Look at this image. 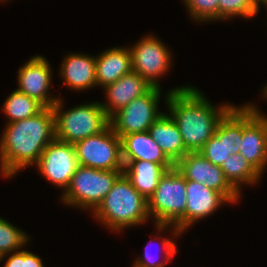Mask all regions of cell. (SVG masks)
I'll use <instances>...</instances> for the list:
<instances>
[{
    "label": "cell",
    "instance_id": "3957f363",
    "mask_svg": "<svg viewBox=\"0 0 267 267\" xmlns=\"http://www.w3.org/2000/svg\"><path fill=\"white\" fill-rule=\"evenodd\" d=\"M90 214L99 224L116 233L136 225L143 226L150 219L147 199L132 186L124 173Z\"/></svg>",
    "mask_w": 267,
    "mask_h": 267
},
{
    "label": "cell",
    "instance_id": "30bf717a",
    "mask_svg": "<svg viewBox=\"0 0 267 267\" xmlns=\"http://www.w3.org/2000/svg\"><path fill=\"white\" fill-rule=\"evenodd\" d=\"M239 154L263 175L267 169V115L253 102L242 105Z\"/></svg>",
    "mask_w": 267,
    "mask_h": 267
},
{
    "label": "cell",
    "instance_id": "d6986e66",
    "mask_svg": "<svg viewBox=\"0 0 267 267\" xmlns=\"http://www.w3.org/2000/svg\"><path fill=\"white\" fill-rule=\"evenodd\" d=\"M148 132L174 164L189 152L185 148L178 126L168 112L163 111L149 127Z\"/></svg>",
    "mask_w": 267,
    "mask_h": 267
},
{
    "label": "cell",
    "instance_id": "5b68a950",
    "mask_svg": "<svg viewBox=\"0 0 267 267\" xmlns=\"http://www.w3.org/2000/svg\"><path fill=\"white\" fill-rule=\"evenodd\" d=\"M63 98L53 105L55 116V138L76 143L89 136L96 135L109 125V118L101 107L100 101L74 105L64 110Z\"/></svg>",
    "mask_w": 267,
    "mask_h": 267
},
{
    "label": "cell",
    "instance_id": "f1b7e54d",
    "mask_svg": "<svg viewBox=\"0 0 267 267\" xmlns=\"http://www.w3.org/2000/svg\"><path fill=\"white\" fill-rule=\"evenodd\" d=\"M1 262H4L3 267H24V248L16 252L3 255L1 257Z\"/></svg>",
    "mask_w": 267,
    "mask_h": 267
},
{
    "label": "cell",
    "instance_id": "603a6c76",
    "mask_svg": "<svg viewBox=\"0 0 267 267\" xmlns=\"http://www.w3.org/2000/svg\"><path fill=\"white\" fill-rule=\"evenodd\" d=\"M45 107L37 100L15 89L5 99L2 112L7 116V123L27 119L41 112Z\"/></svg>",
    "mask_w": 267,
    "mask_h": 267
},
{
    "label": "cell",
    "instance_id": "9c48e42d",
    "mask_svg": "<svg viewBox=\"0 0 267 267\" xmlns=\"http://www.w3.org/2000/svg\"><path fill=\"white\" fill-rule=\"evenodd\" d=\"M162 88L152 87L146 94L135 98L126 107L109 118L112 130L122 138L124 135L146 132L163 114L159 109Z\"/></svg>",
    "mask_w": 267,
    "mask_h": 267
},
{
    "label": "cell",
    "instance_id": "277c9868",
    "mask_svg": "<svg viewBox=\"0 0 267 267\" xmlns=\"http://www.w3.org/2000/svg\"><path fill=\"white\" fill-rule=\"evenodd\" d=\"M147 202L154 224L174 225L181 233H185L186 179L176 167L167 170L160 178Z\"/></svg>",
    "mask_w": 267,
    "mask_h": 267
},
{
    "label": "cell",
    "instance_id": "52a82bcc",
    "mask_svg": "<svg viewBox=\"0 0 267 267\" xmlns=\"http://www.w3.org/2000/svg\"><path fill=\"white\" fill-rule=\"evenodd\" d=\"M128 47L131 53L132 71L137 72L152 87L161 88L158 80L168 74L173 66L171 49L152 33L142 36Z\"/></svg>",
    "mask_w": 267,
    "mask_h": 267
},
{
    "label": "cell",
    "instance_id": "4dcf8cb0",
    "mask_svg": "<svg viewBox=\"0 0 267 267\" xmlns=\"http://www.w3.org/2000/svg\"><path fill=\"white\" fill-rule=\"evenodd\" d=\"M258 13L261 11L262 0H246Z\"/></svg>",
    "mask_w": 267,
    "mask_h": 267
},
{
    "label": "cell",
    "instance_id": "8fae6325",
    "mask_svg": "<svg viewBox=\"0 0 267 267\" xmlns=\"http://www.w3.org/2000/svg\"><path fill=\"white\" fill-rule=\"evenodd\" d=\"M79 166L74 144L55 138L50 142L38 162L34 165L37 172L50 184L64 192Z\"/></svg>",
    "mask_w": 267,
    "mask_h": 267
},
{
    "label": "cell",
    "instance_id": "ffe728a7",
    "mask_svg": "<svg viewBox=\"0 0 267 267\" xmlns=\"http://www.w3.org/2000/svg\"><path fill=\"white\" fill-rule=\"evenodd\" d=\"M122 160H145L160 165H175L151 138L148 131L121 138Z\"/></svg>",
    "mask_w": 267,
    "mask_h": 267
},
{
    "label": "cell",
    "instance_id": "5bb4252c",
    "mask_svg": "<svg viewBox=\"0 0 267 267\" xmlns=\"http://www.w3.org/2000/svg\"><path fill=\"white\" fill-rule=\"evenodd\" d=\"M186 195L185 232L197 221H202L214 215L222 206L231 204L220 192L191 180H186Z\"/></svg>",
    "mask_w": 267,
    "mask_h": 267
},
{
    "label": "cell",
    "instance_id": "ac0fdd59",
    "mask_svg": "<svg viewBox=\"0 0 267 267\" xmlns=\"http://www.w3.org/2000/svg\"><path fill=\"white\" fill-rule=\"evenodd\" d=\"M123 173L132 186L147 200L157 188L160 178L175 165H160L145 160H123Z\"/></svg>",
    "mask_w": 267,
    "mask_h": 267
},
{
    "label": "cell",
    "instance_id": "6da1fadb",
    "mask_svg": "<svg viewBox=\"0 0 267 267\" xmlns=\"http://www.w3.org/2000/svg\"><path fill=\"white\" fill-rule=\"evenodd\" d=\"M54 139L55 116L52 107H45L27 119L6 123L0 135L2 177H15L18 172L34 166Z\"/></svg>",
    "mask_w": 267,
    "mask_h": 267
},
{
    "label": "cell",
    "instance_id": "f546056e",
    "mask_svg": "<svg viewBox=\"0 0 267 267\" xmlns=\"http://www.w3.org/2000/svg\"><path fill=\"white\" fill-rule=\"evenodd\" d=\"M43 259L24 249V267H44Z\"/></svg>",
    "mask_w": 267,
    "mask_h": 267
},
{
    "label": "cell",
    "instance_id": "e0dca14e",
    "mask_svg": "<svg viewBox=\"0 0 267 267\" xmlns=\"http://www.w3.org/2000/svg\"><path fill=\"white\" fill-rule=\"evenodd\" d=\"M131 71L132 61L128 45L108 48L96 56L97 87L104 88Z\"/></svg>",
    "mask_w": 267,
    "mask_h": 267
},
{
    "label": "cell",
    "instance_id": "7a4b0ae2",
    "mask_svg": "<svg viewBox=\"0 0 267 267\" xmlns=\"http://www.w3.org/2000/svg\"><path fill=\"white\" fill-rule=\"evenodd\" d=\"M165 94L162 99L167 112L189 152L199 151L215 135L220 120L234 106L228 102L213 105L201 90L190 84L171 88Z\"/></svg>",
    "mask_w": 267,
    "mask_h": 267
},
{
    "label": "cell",
    "instance_id": "484cf974",
    "mask_svg": "<svg viewBox=\"0 0 267 267\" xmlns=\"http://www.w3.org/2000/svg\"><path fill=\"white\" fill-rule=\"evenodd\" d=\"M242 138V105H234L225 114V144L229 155L239 153Z\"/></svg>",
    "mask_w": 267,
    "mask_h": 267
},
{
    "label": "cell",
    "instance_id": "cb8c5ba5",
    "mask_svg": "<svg viewBox=\"0 0 267 267\" xmlns=\"http://www.w3.org/2000/svg\"><path fill=\"white\" fill-rule=\"evenodd\" d=\"M30 237L27 232L0 216V255L16 252L26 247Z\"/></svg>",
    "mask_w": 267,
    "mask_h": 267
},
{
    "label": "cell",
    "instance_id": "83f0119b",
    "mask_svg": "<svg viewBox=\"0 0 267 267\" xmlns=\"http://www.w3.org/2000/svg\"><path fill=\"white\" fill-rule=\"evenodd\" d=\"M258 12L246 0H219V22L234 19H252Z\"/></svg>",
    "mask_w": 267,
    "mask_h": 267
},
{
    "label": "cell",
    "instance_id": "44dd1931",
    "mask_svg": "<svg viewBox=\"0 0 267 267\" xmlns=\"http://www.w3.org/2000/svg\"><path fill=\"white\" fill-rule=\"evenodd\" d=\"M170 227V228H169ZM154 228L155 230H157L155 234H151V239L150 242L145 246V251L143 255H138V257H136V259H134L133 261V266L135 267H165V265H167L168 263H170V261L174 258V256L177 254V244L174 241V238L179 237L180 235H182V233L174 226V225H162V224H154ZM166 230V231H165ZM172 231L171 235H173V239L172 238H166V237H161L162 235L160 233H164L167 231ZM158 234V235H157ZM153 235V236H152ZM160 235V236H159ZM153 237L157 238V242ZM155 241V242H154ZM156 245V243H159V249H160V253L156 252L155 248H154V252H156L155 256H153V252L150 250L152 246H154V243ZM158 247V246H157ZM163 257L161 259L160 257Z\"/></svg>",
    "mask_w": 267,
    "mask_h": 267
},
{
    "label": "cell",
    "instance_id": "4316f807",
    "mask_svg": "<svg viewBox=\"0 0 267 267\" xmlns=\"http://www.w3.org/2000/svg\"><path fill=\"white\" fill-rule=\"evenodd\" d=\"M191 20L198 23L219 21V0H181Z\"/></svg>",
    "mask_w": 267,
    "mask_h": 267
},
{
    "label": "cell",
    "instance_id": "4fadbf2b",
    "mask_svg": "<svg viewBox=\"0 0 267 267\" xmlns=\"http://www.w3.org/2000/svg\"><path fill=\"white\" fill-rule=\"evenodd\" d=\"M52 68L43 55H34L17 71V90L40 102L44 107H53L60 96L49 91L52 83ZM51 94V95H50Z\"/></svg>",
    "mask_w": 267,
    "mask_h": 267
},
{
    "label": "cell",
    "instance_id": "d6a6232c",
    "mask_svg": "<svg viewBox=\"0 0 267 267\" xmlns=\"http://www.w3.org/2000/svg\"><path fill=\"white\" fill-rule=\"evenodd\" d=\"M262 6L267 10V0H262Z\"/></svg>",
    "mask_w": 267,
    "mask_h": 267
},
{
    "label": "cell",
    "instance_id": "8992f818",
    "mask_svg": "<svg viewBox=\"0 0 267 267\" xmlns=\"http://www.w3.org/2000/svg\"><path fill=\"white\" fill-rule=\"evenodd\" d=\"M122 173L123 170H99L79 165L69 186L61 194V202L92 213Z\"/></svg>",
    "mask_w": 267,
    "mask_h": 267
},
{
    "label": "cell",
    "instance_id": "7c38bea8",
    "mask_svg": "<svg viewBox=\"0 0 267 267\" xmlns=\"http://www.w3.org/2000/svg\"><path fill=\"white\" fill-rule=\"evenodd\" d=\"M175 167L186 180L204 184L220 192L231 204H237L241 194L229 183L220 166L212 164L198 151L188 152Z\"/></svg>",
    "mask_w": 267,
    "mask_h": 267
},
{
    "label": "cell",
    "instance_id": "9a60e30c",
    "mask_svg": "<svg viewBox=\"0 0 267 267\" xmlns=\"http://www.w3.org/2000/svg\"><path fill=\"white\" fill-rule=\"evenodd\" d=\"M59 76L71 91H84L97 87L96 56L71 52L63 57Z\"/></svg>",
    "mask_w": 267,
    "mask_h": 267
},
{
    "label": "cell",
    "instance_id": "7402d4cb",
    "mask_svg": "<svg viewBox=\"0 0 267 267\" xmlns=\"http://www.w3.org/2000/svg\"><path fill=\"white\" fill-rule=\"evenodd\" d=\"M220 167L226 179L240 194L243 186H254L262 178L252 164L239 153L229 155Z\"/></svg>",
    "mask_w": 267,
    "mask_h": 267
},
{
    "label": "cell",
    "instance_id": "2e32d148",
    "mask_svg": "<svg viewBox=\"0 0 267 267\" xmlns=\"http://www.w3.org/2000/svg\"><path fill=\"white\" fill-rule=\"evenodd\" d=\"M152 86L137 72L131 71L116 82L103 88L105 102L101 107L110 118L115 112L126 107L132 100L146 94Z\"/></svg>",
    "mask_w": 267,
    "mask_h": 267
},
{
    "label": "cell",
    "instance_id": "ba28073f",
    "mask_svg": "<svg viewBox=\"0 0 267 267\" xmlns=\"http://www.w3.org/2000/svg\"><path fill=\"white\" fill-rule=\"evenodd\" d=\"M78 163L99 170H124L121 138L108 125L100 133L74 143Z\"/></svg>",
    "mask_w": 267,
    "mask_h": 267
},
{
    "label": "cell",
    "instance_id": "1f68e13d",
    "mask_svg": "<svg viewBox=\"0 0 267 267\" xmlns=\"http://www.w3.org/2000/svg\"><path fill=\"white\" fill-rule=\"evenodd\" d=\"M261 92V96L267 100V83L262 87V90L260 91Z\"/></svg>",
    "mask_w": 267,
    "mask_h": 267
},
{
    "label": "cell",
    "instance_id": "836d02e7",
    "mask_svg": "<svg viewBox=\"0 0 267 267\" xmlns=\"http://www.w3.org/2000/svg\"><path fill=\"white\" fill-rule=\"evenodd\" d=\"M9 2V0H0V3H6V2Z\"/></svg>",
    "mask_w": 267,
    "mask_h": 267
},
{
    "label": "cell",
    "instance_id": "d4e9b609",
    "mask_svg": "<svg viewBox=\"0 0 267 267\" xmlns=\"http://www.w3.org/2000/svg\"><path fill=\"white\" fill-rule=\"evenodd\" d=\"M212 164L221 166L228 159L229 150L225 144V115L220 120L213 135L198 151Z\"/></svg>",
    "mask_w": 267,
    "mask_h": 267
}]
</instances>
